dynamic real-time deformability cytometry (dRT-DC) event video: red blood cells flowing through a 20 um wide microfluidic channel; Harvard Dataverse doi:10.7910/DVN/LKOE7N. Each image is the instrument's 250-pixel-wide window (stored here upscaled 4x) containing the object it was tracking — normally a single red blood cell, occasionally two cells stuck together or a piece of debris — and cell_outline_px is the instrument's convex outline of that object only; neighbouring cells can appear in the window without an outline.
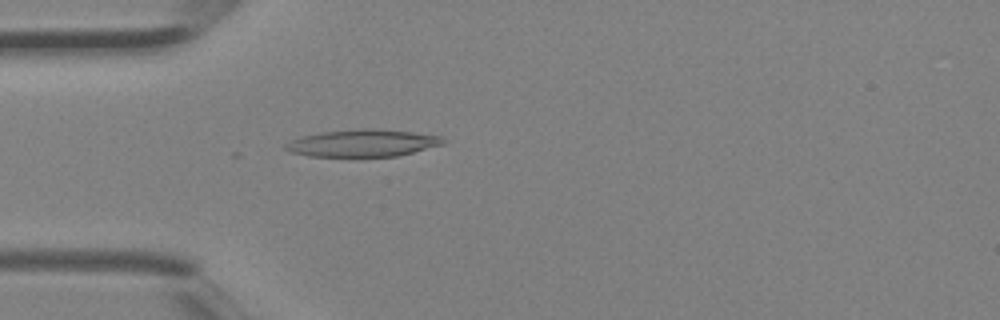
{"species": "Egyptian fruit bat (a non-hibernating species)", "species_latin": "Rousettus aegyptiacus", "temperature_condition": "room temperature", "stored_images_in_passage": 3, "camera_frame_rate_fps": 3000, "um_per_image_px": 0.085, "animal": {"sex": "female"}, "frame": {"image": 1, "passage_image": 3, "time_ms": 0.667, "image_size_px": [1000, 320], "cell_outline_px": [[444, 144], [396, 156], [308, 156], [292, 152], [284, 148], [284, 144], [292, 140], [304, 136], [320, 132], [360, 128], [372, 128], [412, 132], [440, 136], [444, 140]], "centroid_in_image_um": [30.81, 12.15], "position_along_channel_um": 54.2, "area_um2": 24.68}}